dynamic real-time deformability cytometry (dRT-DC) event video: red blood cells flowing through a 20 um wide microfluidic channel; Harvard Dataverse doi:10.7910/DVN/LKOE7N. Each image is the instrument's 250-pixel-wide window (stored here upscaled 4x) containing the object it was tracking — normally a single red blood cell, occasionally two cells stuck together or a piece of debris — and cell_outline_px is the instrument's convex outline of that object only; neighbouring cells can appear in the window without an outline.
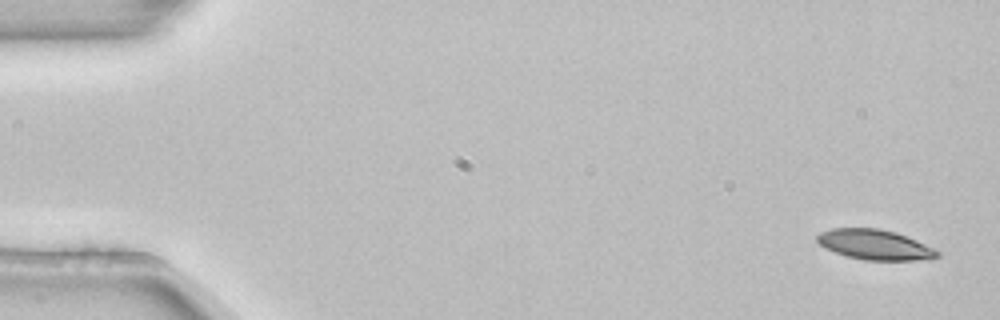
{"species": "common noctule bat (a hibernating species)", "species_latin": "Nyctalus noctula", "temperature_condition": "room temperature", "stored_images_in_passage": 5, "camera_frame_rate_fps": 3000, "um_per_image_px": 0.085, "animal": {"sex": "female", "body_mass_g": 22.7, "forearm_length_mm": 54.2}, "frame": {"image": 1, "passage_image": 1, "time_ms": 0.0, "image_size_px": [1000, 320], "cell_outline_px": [[940, 256], [928, 260], [864, 260], [848, 256], [824, 248], [816, 240], [816, 236], [820, 232], [832, 228], [880, 228], [896, 232], [916, 240], [940, 252]], "centroid_in_image_um": [74.36, 20.79], "position_along_channel_um": 10.6, "area_um2": 21.1}}
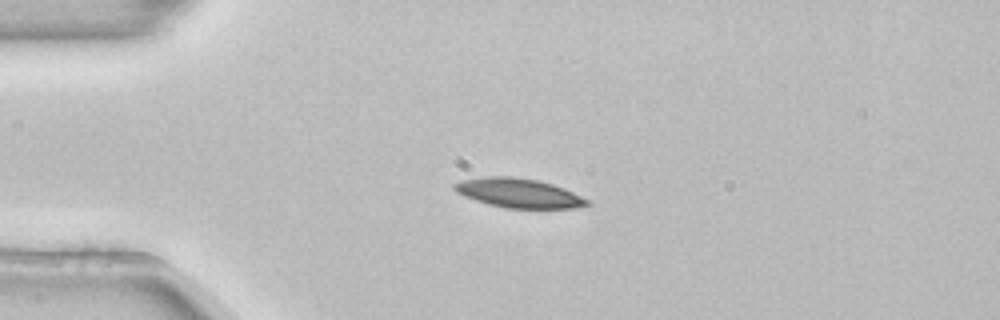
{"frame": {"image": 2, "passage_image": 4, "time_ms": 1.0, "image_size_px": [1000, 320], "cell_outline_px": [[592, 204], [584, 208], [504, 208], [488, 204], [464, 196], [456, 192], [452, 188], [452, 184], [460, 180], [484, 176], [512, 176], [536, 180], [552, 184], [564, 188], [588, 200]], "centroid_in_image_um": [44.07, 16.41], "position_along_channel_um": 40.9, "area_um2": 22.83}}
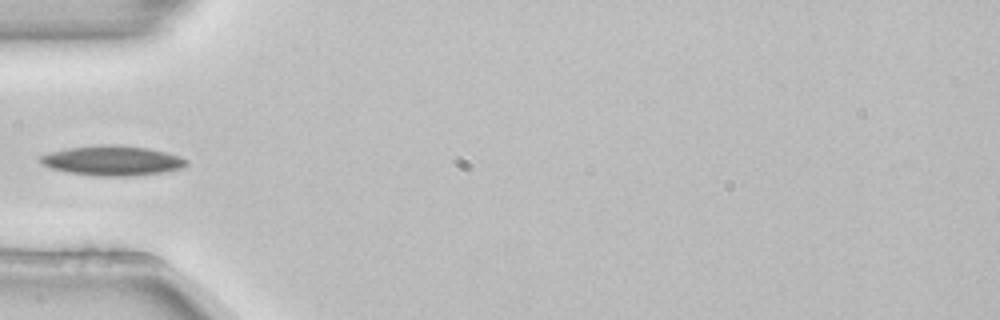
{"frame": {"image": 3, "passage_image": 5, "time_ms": 1.333, "image_size_px": [1000, 320], "cell_outline_px": [[188, 164], [184, 168], [160, 172], [128, 176], [100, 176], [72, 172], [52, 168], [40, 164], [36, 160], [40, 156], [52, 152], [68, 148], [148, 148], [164, 152], [188, 160]], "centroid_in_image_um": [9.55, 13.71], "position_along_channel_um": 75.5, "area_um2": 23.76}}